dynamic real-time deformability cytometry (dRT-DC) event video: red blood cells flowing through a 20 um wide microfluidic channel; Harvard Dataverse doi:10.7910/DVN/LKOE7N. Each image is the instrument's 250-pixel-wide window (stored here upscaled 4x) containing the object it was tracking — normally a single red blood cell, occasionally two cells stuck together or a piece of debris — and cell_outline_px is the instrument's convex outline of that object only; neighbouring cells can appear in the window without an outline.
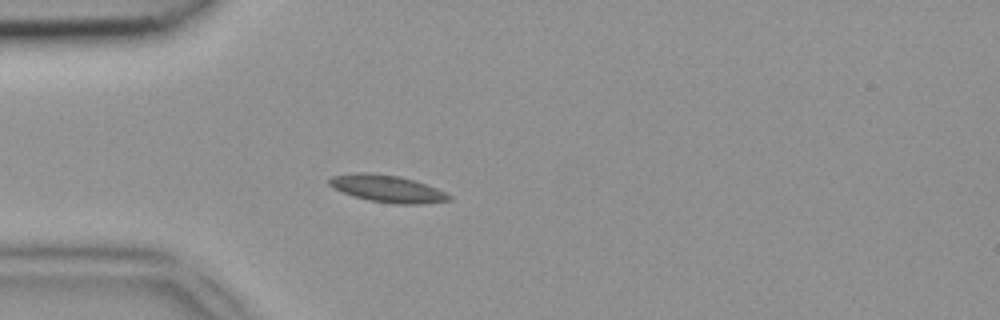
{"species": "common noctule bat (a hibernating species)", "species_latin": "Nyctalus noctula", "temperature_condition": "room temperature", "stored_images_in_passage": 41, "camera_frame_rate_fps": 3000, "um_per_image_px": 0.085, "animal": {"sex": "female", "body_mass_g": 18.4}, "frame": {"image": 1, "passage_image": 7, "time_ms": 2.0, "image_size_px": [1000, 320], "cell_outline_px": [[452, 200], [420, 204], [396, 204], [368, 200], [352, 196], [332, 188], [328, 184], [328, 180], [332, 176], [364, 172], [400, 176], [436, 188], [452, 196]], "centroid_in_image_um": [32.9, 16.05], "position_along_channel_um": 52.1, "area_um2": 18.79}}
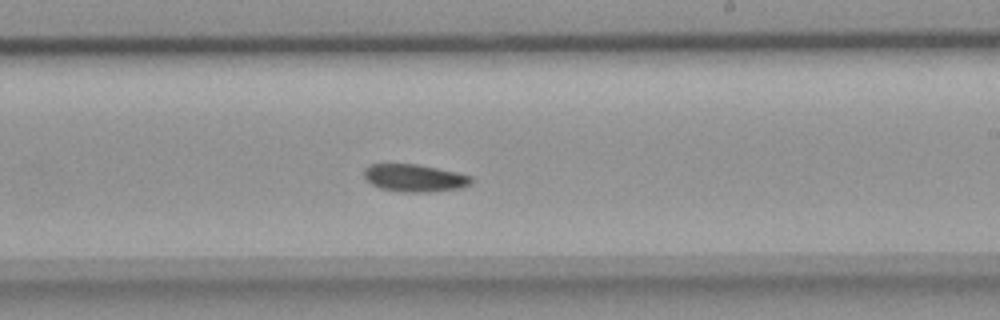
{"frame": {"image": 2, "passage_image": 22, "time_ms": 7.0, "image_size_px": [1000, 320], "cell_outline_px": [[476, 180], [472, 184], [460, 188], [428, 192], [404, 192], [380, 188], [372, 184], [364, 176], [364, 168], [368, 164], [416, 164], [456, 172], [472, 176]], "centroid_in_image_um": [35.27, 15.13], "position_along_channel_um": 253.7, "area_um2": 17.22}}
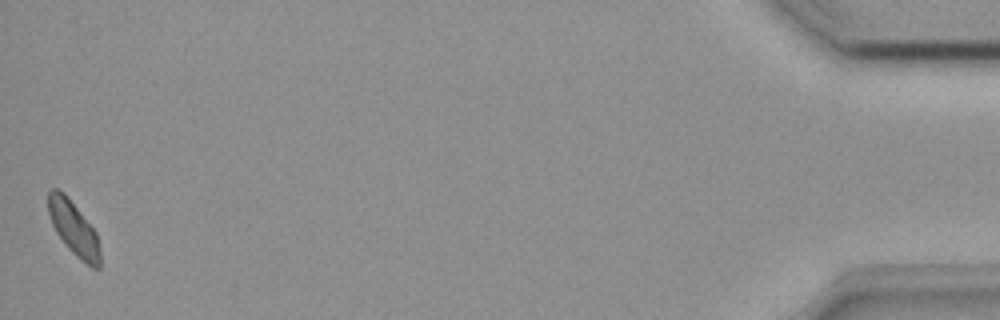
{"frame": {"image": 3, "passage_image": 41, "time_ms": 13.333, "image_size_px": [1000, 320], "cell_outline_px": [[100, 268], [92, 268], [80, 260], [64, 244], [56, 232], [52, 224], [48, 212], [48, 188], [56, 188], [64, 192], [68, 196], [96, 232], [100, 248]], "centroid_in_image_um": [6.25, 19.4], "position_along_channel_um": 428.9, "area_um2": 16.47}}